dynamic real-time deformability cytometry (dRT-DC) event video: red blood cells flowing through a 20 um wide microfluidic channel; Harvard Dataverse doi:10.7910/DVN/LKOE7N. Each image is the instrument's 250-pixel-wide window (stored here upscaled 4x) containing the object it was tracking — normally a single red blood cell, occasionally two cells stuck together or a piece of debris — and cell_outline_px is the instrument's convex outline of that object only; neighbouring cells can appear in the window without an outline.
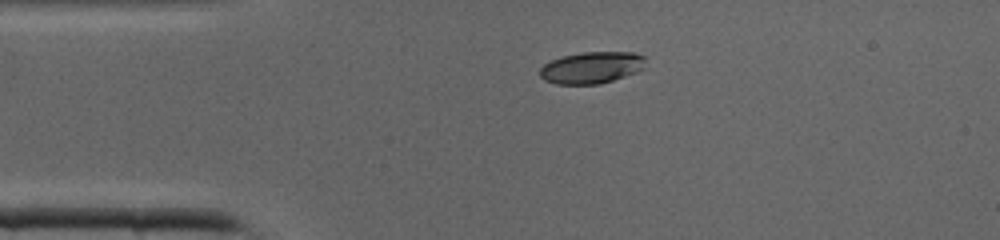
{"species": "common noctule bat (a hibernating species)", "species_latin": "Nyctalus noctula", "temperature_condition": "cold", "stored_images_in_passage": 33, "camera_frame_rate_fps": 3000, "um_per_image_px": 0.085, "animal": {"sex": "male", "body_mass_g": 19.0, "forearm_length_mm": 50.8}, "frame": {"image": 1, "passage_image": 1, "time_ms": 0.0, "image_size_px": [1000, 240], "cell_outline_px": [[644, 68], [636, 72], [600, 84], [556, 84], [544, 80], [540, 76], [540, 68], [544, 64], [552, 60], [564, 56], [584, 52], [632, 52], [644, 56]], "centroid_in_image_um": [50.27, 5.75], "position_along_channel_um": 34.7, "area_um2": 19.36}}
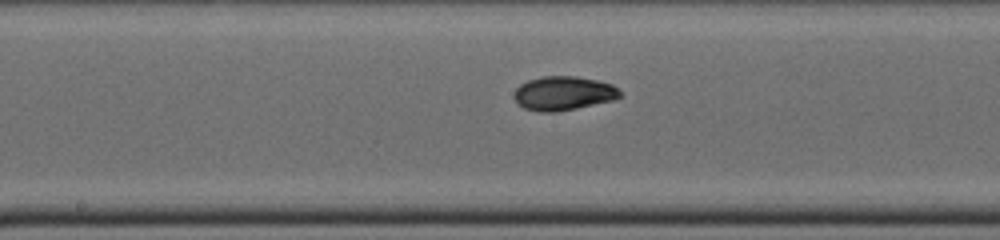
{"frame": {"image": 2, "passage_image": 13, "time_ms": 4.0, "image_size_px": [1000, 240], "cell_outline_px": [[624, 92], [620, 96], [612, 100], [576, 108], [556, 112], [540, 112], [524, 108], [512, 96], [516, 88], [520, 84], [528, 80], [544, 76], [576, 76], [596, 80], [612, 84], [620, 88]], "centroid_in_image_um": [47.9, 7.92], "position_along_channel_um": 200.3, "area_um2": 21.04}}
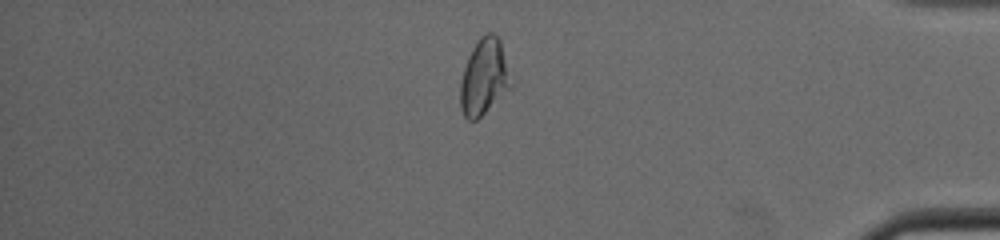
{"frame": {"image": 3, "passage_image": 27, "time_ms": 8.667, "image_size_px": [1000, 240], "cell_outline_px": [[508, 88], [476, 120], [468, 120], [464, 116], [460, 108], [460, 84], [464, 68], [468, 56], [472, 48], [480, 36], [488, 32], [492, 32], [500, 40]], "centroid_in_image_um": [41.03, 6.54], "position_along_channel_um": 394.2, "area_um2": 21.04}}